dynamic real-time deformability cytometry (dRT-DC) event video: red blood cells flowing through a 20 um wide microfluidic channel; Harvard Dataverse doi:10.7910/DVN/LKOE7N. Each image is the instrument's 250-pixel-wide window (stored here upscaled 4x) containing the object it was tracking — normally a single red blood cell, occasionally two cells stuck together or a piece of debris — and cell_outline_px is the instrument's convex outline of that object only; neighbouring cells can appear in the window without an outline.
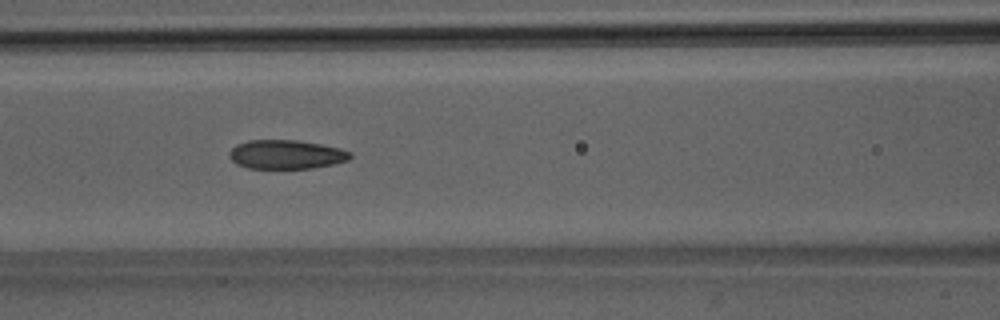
{"species": "Egyptian fruit bat (a non-hibernating species)", "species_latin": "Rousettus aegyptiacus", "temperature_condition": "room temperature", "stored_images_in_passage": 7, "camera_frame_rate_fps": 3000, "um_per_image_px": 0.085, "animal": {"sex": "male"}, "frame": {"image": 1, "passage_image": 6, "time_ms": 6.667, "image_size_px": [1000, 320], "cell_outline_px": [[352, 156], [348, 160], [332, 164], [312, 168], [248, 168], [236, 164], [228, 156], [228, 152], [236, 144], [248, 140], [296, 140], [320, 144], [340, 148], [352, 152]], "centroid_in_image_um": [24.3, 13.12], "position_along_channel_um": 142.3, "area_um2": 20.46}}
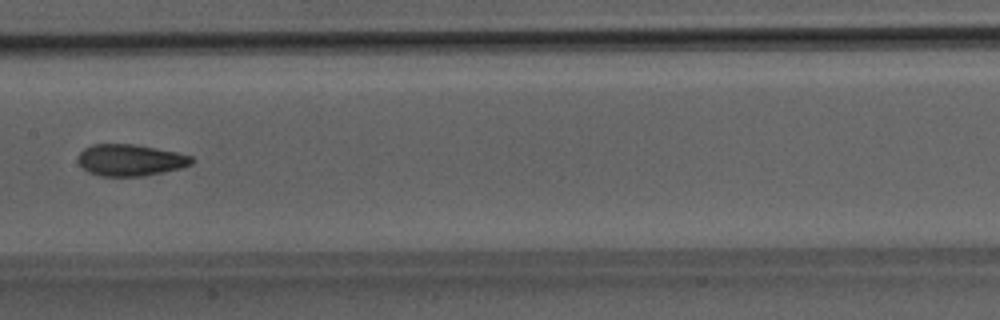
{"frame": {"image": 2, "passage_image": 7, "time_ms": 8.0, "image_size_px": [1000, 320], "cell_outline_px": [[196, 160], [192, 164], [180, 168], [144, 176], [100, 176], [88, 172], [76, 160], [80, 152], [84, 148], [92, 144], [136, 144], [176, 152], [192, 156]], "centroid_in_image_um": [11.07, 13.6], "position_along_channel_um": 196.3, "area_um2": 21.04}}